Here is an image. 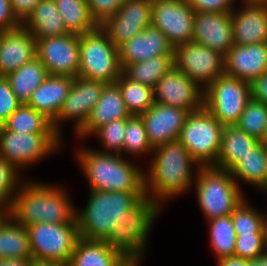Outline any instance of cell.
Listing matches in <instances>:
<instances>
[{
  "label": "cell",
  "mask_w": 267,
  "mask_h": 266,
  "mask_svg": "<svg viewBox=\"0 0 267 266\" xmlns=\"http://www.w3.org/2000/svg\"><path fill=\"white\" fill-rule=\"evenodd\" d=\"M22 26L29 30L36 40L68 33L54 0H41Z\"/></svg>",
  "instance_id": "obj_26"
},
{
  "label": "cell",
  "mask_w": 267,
  "mask_h": 266,
  "mask_svg": "<svg viewBox=\"0 0 267 266\" xmlns=\"http://www.w3.org/2000/svg\"><path fill=\"white\" fill-rule=\"evenodd\" d=\"M122 70L129 64L161 55H174V47L153 24L118 47Z\"/></svg>",
  "instance_id": "obj_20"
},
{
  "label": "cell",
  "mask_w": 267,
  "mask_h": 266,
  "mask_svg": "<svg viewBox=\"0 0 267 266\" xmlns=\"http://www.w3.org/2000/svg\"><path fill=\"white\" fill-rule=\"evenodd\" d=\"M30 266H68V264L61 263L58 261L32 258V262Z\"/></svg>",
  "instance_id": "obj_52"
},
{
  "label": "cell",
  "mask_w": 267,
  "mask_h": 266,
  "mask_svg": "<svg viewBox=\"0 0 267 266\" xmlns=\"http://www.w3.org/2000/svg\"><path fill=\"white\" fill-rule=\"evenodd\" d=\"M115 83L122 93L126 109L130 115L139 116L154 105L153 88L131 80L123 72Z\"/></svg>",
  "instance_id": "obj_34"
},
{
  "label": "cell",
  "mask_w": 267,
  "mask_h": 266,
  "mask_svg": "<svg viewBox=\"0 0 267 266\" xmlns=\"http://www.w3.org/2000/svg\"><path fill=\"white\" fill-rule=\"evenodd\" d=\"M265 166H266V179H265V192H267V146H264Z\"/></svg>",
  "instance_id": "obj_56"
},
{
  "label": "cell",
  "mask_w": 267,
  "mask_h": 266,
  "mask_svg": "<svg viewBox=\"0 0 267 266\" xmlns=\"http://www.w3.org/2000/svg\"><path fill=\"white\" fill-rule=\"evenodd\" d=\"M161 208L145 196L134 208L127 211V218L115 227L106 241L126 258H143L149 232Z\"/></svg>",
  "instance_id": "obj_8"
},
{
  "label": "cell",
  "mask_w": 267,
  "mask_h": 266,
  "mask_svg": "<svg viewBox=\"0 0 267 266\" xmlns=\"http://www.w3.org/2000/svg\"><path fill=\"white\" fill-rule=\"evenodd\" d=\"M141 258H125L119 266H140Z\"/></svg>",
  "instance_id": "obj_54"
},
{
  "label": "cell",
  "mask_w": 267,
  "mask_h": 266,
  "mask_svg": "<svg viewBox=\"0 0 267 266\" xmlns=\"http://www.w3.org/2000/svg\"><path fill=\"white\" fill-rule=\"evenodd\" d=\"M36 52L49 75L78 77L79 35L67 33L37 39Z\"/></svg>",
  "instance_id": "obj_15"
},
{
  "label": "cell",
  "mask_w": 267,
  "mask_h": 266,
  "mask_svg": "<svg viewBox=\"0 0 267 266\" xmlns=\"http://www.w3.org/2000/svg\"><path fill=\"white\" fill-rule=\"evenodd\" d=\"M258 143V140L242 131L236 125L225 126L222 133L220 152L214 167L230 171Z\"/></svg>",
  "instance_id": "obj_27"
},
{
  "label": "cell",
  "mask_w": 267,
  "mask_h": 266,
  "mask_svg": "<svg viewBox=\"0 0 267 266\" xmlns=\"http://www.w3.org/2000/svg\"><path fill=\"white\" fill-rule=\"evenodd\" d=\"M32 258H5L0 259V266H30Z\"/></svg>",
  "instance_id": "obj_51"
},
{
  "label": "cell",
  "mask_w": 267,
  "mask_h": 266,
  "mask_svg": "<svg viewBox=\"0 0 267 266\" xmlns=\"http://www.w3.org/2000/svg\"><path fill=\"white\" fill-rule=\"evenodd\" d=\"M232 11L233 41L237 45L267 42V0H242Z\"/></svg>",
  "instance_id": "obj_19"
},
{
  "label": "cell",
  "mask_w": 267,
  "mask_h": 266,
  "mask_svg": "<svg viewBox=\"0 0 267 266\" xmlns=\"http://www.w3.org/2000/svg\"><path fill=\"white\" fill-rule=\"evenodd\" d=\"M261 144H263L264 146H267V123H266V126H265V130H264V133L259 141Z\"/></svg>",
  "instance_id": "obj_55"
},
{
  "label": "cell",
  "mask_w": 267,
  "mask_h": 266,
  "mask_svg": "<svg viewBox=\"0 0 267 266\" xmlns=\"http://www.w3.org/2000/svg\"><path fill=\"white\" fill-rule=\"evenodd\" d=\"M49 76L47 69L36 57L8 74L11 89L22 104H27L34 90Z\"/></svg>",
  "instance_id": "obj_29"
},
{
  "label": "cell",
  "mask_w": 267,
  "mask_h": 266,
  "mask_svg": "<svg viewBox=\"0 0 267 266\" xmlns=\"http://www.w3.org/2000/svg\"><path fill=\"white\" fill-rule=\"evenodd\" d=\"M225 56L194 41L174 48V66L205 90L224 74Z\"/></svg>",
  "instance_id": "obj_12"
},
{
  "label": "cell",
  "mask_w": 267,
  "mask_h": 266,
  "mask_svg": "<svg viewBox=\"0 0 267 266\" xmlns=\"http://www.w3.org/2000/svg\"><path fill=\"white\" fill-rule=\"evenodd\" d=\"M267 123V106L254 99H250L238 122L235 124L242 131L260 141Z\"/></svg>",
  "instance_id": "obj_38"
},
{
  "label": "cell",
  "mask_w": 267,
  "mask_h": 266,
  "mask_svg": "<svg viewBox=\"0 0 267 266\" xmlns=\"http://www.w3.org/2000/svg\"><path fill=\"white\" fill-rule=\"evenodd\" d=\"M251 266H267V249L251 260Z\"/></svg>",
  "instance_id": "obj_53"
},
{
  "label": "cell",
  "mask_w": 267,
  "mask_h": 266,
  "mask_svg": "<svg viewBox=\"0 0 267 266\" xmlns=\"http://www.w3.org/2000/svg\"><path fill=\"white\" fill-rule=\"evenodd\" d=\"M188 114L189 112L182 108L157 102L140 114L152 148L177 141Z\"/></svg>",
  "instance_id": "obj_17"
},
{
  "label": "cell",
  "mask_w": 267,
  "mask_h": 266,
  "mask_svg": "<svg viewBox=\"0 0 267 266\" xmlns=\"http://www.w3.org/2000/svg\"><path fill=\"white\" fill-rule=\"evenodd\" d=\"M5 76H0V126L21 105Z\"/></svg>",
  "instance_id": "obj_44"
},
{
  "label": "cell",
  "mask_w": 267,
  "mask_h": 266,
  "mask_svg": "<svg viewBox=\"0 0 267 266\" xmlns=\"http://www.w3.org/2000/svg\"><path fill=\"white\" fill-rule=\"evenodd\" d=\"M194 16L187 0H152V24L174 48L192 41Z\"/></svg>",
  "instance_id": "obj_13"
},
{
  "label": "cell",
  "mask_w": 267,
  "mask_h": 266,
  "mask_svg": "<svg viewBox=\"0 0 267 266\" xmlns=\"http://www.w3.org/2000/svg\"><path fill=\"white\" fill-rule=\"evenodd\" d=\"M66 189L26 181L14 196L9 215L24 227L36 223H77L76 208Z\"/></svg>",
  "instance_id": "obj_2"
},
{
  "label": "cell",
  "mask_w": 267,
  "mask_h": 266,
  "mask_svg": "<svg viewBox=\"0 0 267 266\" xmlns=\"http://www.w3.org/2000/svg\"><path fill=\"white\" fill-rule=\"evenodd\" d=\"M22 26L15 16L10 0H0V31L14 30Z\"/></svg>",
  "instance_id": "obj_47"
},
{
  "label": "cell",
  "mask_w": 267,
  "mask_h": 266,
  "mask_svg": "<svg viewBox=\"0 0 267 266\" xmlns=\"http://www.w3.org/2000/svg\"><path fill=\"white\" fill-rule=\"evenodd\" d=\"M174 55H161L127 65L122 72L131 80L154 88L174 65Z\"/></svg>",
  "instance_id": "obj_33"
},
{
  "label": "cell",
  "mask_w": 267,
  "mask_h": 266,
  "mask_svg": "<svg viewBox=\"0 0 267 266\" xmlns=\"http://www.w3.org/2000/svg\"><path fill=\"white\" fill-rule=\"evenodd\" d=\"M145 191L109 192L89 190L88 203L76 210L79 237L107 241L115 227L127 218V211L144 197Z\"/></svg>",
  "instance_id": "obj_3"
},
{
  "label": "cell",
  "mask_w": 267,
  "mask_h": 266,
  "mask_svg": "<svg viewBox=\"0 0 267 266\" xmlns=\"http://www.w3.org/2000/svg\"><path fill=\"white\" fill-rule=\"evenodd\" d=\"M152 155L149 171L144 173L145 194L162 208L164 202L192 189L193 167L201 166L179 140L154 148Z\"/></svg>",
  "instance_id": "obj_1"
},
{
  "label": "cell",
  "mask_w": 267,
  "mask_h": 266,
  "mask_svg": "<svg viewBox=\"0 0 267 266\" xmlns=\"http://www.w3.org/2000/svg\"><path fill=\"white\" fill-rule=\"evenodd\" d=\"M73 80L71 76L49 75L34 90L27 105L53 123L62 109Z\"/></svg>",
  "instance_id": "obj_24"
},
{
  "label": "cell",
  "mask_w": 267,
  "mask_h": 266,
  "mask_svg": "<svg viewBox=\"0 0 267 266\" xmlns=\"http://www.w3.org/2000/svg\"><path fill=\"white\" fill-rule=\"evenodd\" d=\"M126 130V118L114 120L98 128L92 135H96L102 144L101 152L123 154V141Z\"/></svg>",
  "instance_id": "obj_40"
},
{
  "label": "cell",
  "mask_w": 267,
  "mask_h": 266,
  "mask_svg": "<svg viewBox=\"0 0 267 266\" xmlns=\"http://www.w3.org/2000/svg\"><path fill=\"white\" fill-rule=\"evenodd\" d=\"M80 65L78 77L115 83L122 73L118 47L99 26L92 32L79 35Z\"/></svg>",
  "instance_id": "obj_6"
},
{
  "label": "cell",
  "mask_w": 267,
  "mask_h": 266,
  "mask_svg": "<svg viewBox=\"0 0 267 266\" xmlns=\"http://www.w3.org/2000/svg\"><path fill=\"white\" fill-rule=\"evenodd\" d=\"M61 140L58 134L21 133L0 126V155L21 170L58 151Z\"/></svg>",
  "instance_id": "obj_10"
},
{
  "label": "cell",
  "mask_w": 267,
  "mask_h": 266,
  "mask_svg": "<svg viewBox=\"0 0 267 266\" xmlns=\"http://www.w3.org/2000/svg\"><path fill=\"white\" fill-rule=\"evenodd\" d=\"M154 101L188 112L204 106V90L174 65L153 88Z\"/></svg>",
  "instance_id": "obj_16"
},
{
  "label": "cell",
  "mask_w": 267,
  "mask_h": 266,
  "mask_svg": "<svg viewBox=\"0 0 267 266\" xmlns=\"http://www.w3.org/2000/svg\"><path fill=\"white\" fill-rule=\"evenodd\" d=\"M152 21L105 20L100 26L116 47L139 34Z\"/></svg>",
  "instance_id": "obj_41"
},
{
  "label": "cell",
  "mask_w": 267,
  "mask_h": 266,
  "mask_svg": "<svg viewBox=\"0 0 267 266\" xmlns=\"http://www.w3.org/2000/svg\"><path fill=\"white\" fill-rule=\"evenodd\" d=\"M125 258L106 241L79 237L68 266H119Z\"/></svg>",
  "instance_id": "obj_25"
},
{
  "label": "cell",
  "mask_w": 267,
  "mask_h": 266,
  "mask_svg": "<svg viewBox=\"0 0 267 266\" xmlns=\"http://www.w3.org/2000/svg\"><path fill=\"white\" fill-rule=\"evenodd\" d=\"M68 33L83 35L100 25L92 17L87 0H54Z\"/></svg>",
  "instance_id": "obj_30"
},
{
  "label": "cell",
  "mask_w": 267,
  "mask_h": 266,
  "mask_svg": "<svg viewBox=\"0 0 267 266\" xmlns=\"http://www.w3.org/2000/svg\"><path fill=\"white\" fill-rule=\"evenodd\" d=\"M250 99V83L225 74L204 90V107L224 126L238 122Z\"/></svg>",
  "instance_id": "obj_9"
},
{
  "label": "cell",
  "mask_w": 267,
  "mask_h": 266,
  "mask_svg": "<svg viewBox=\"0 0 267 266\" xmlns=\"http://www.w3.org/2000/svg\"><path fill=\"white\" fill-rule=\"evenodd\" d=\"M37 57L36 39L23 26L0 31V76H7Z\"/></svg>",
  "instance_id": "obj_22"
},
{
  "label": "cell",
  "mask_w": 267,
  "mask_h": 266,
  "mask_svg": "<svg viewBox=\"0 0 267 266\" xmlns=\"http://www.w3.org/2000/svg\"><path fill=\"white\" fill-rule=\"evenodd\" d=\"M32 258L68 264L79 238L78 224L36 223L26 227Z\"/></svg>",
  "instance_id": "obj_11"
},
{
  "label": "cell",
  "mask_w": 267,
  "mask_h": 266,
  "mask_svg": "<svg viewBox=\"0 0 267 266\" xmlns=\"http://www.w3.org/2000/svg\"><path fill=\"white\" fill-rule=\"evenodd\" d=\"M236 181H243L265 191L266 166L264 145L260 142L230 170Z\"/></svg>",
  "instance_id": "obj_31"
},
{
  "label": "cell",
  "mask_w": 267,
  "mask_h": 266,
  "mask_svg": "<svg viewBox=\"0 0 267 266\" xmlns=\"http://www.w3.org/2000/svg\"><path fill=\"white\" fill-rule=\"evenodd\" d=\"M217 266H251V261L237 256L224 257L217 260Z\"/></svg>",
  "instance_id": "obj_50"
},
{
  "label": "cell",
  "mask_w": 267,
  "mask_h": 266,
  "mask_svg": "<svg viewBox=\"0 0 267 266\" xmlns=\"http://www.w3.org/2000/svg\"><path fill=\"white\" fill-rule=\"evenodd\" d=\"M210 244L218 259L234 256L236 232L231 215L208 220Z\"/></svg>",
  "instance_id": "obj_35"
},
{
  "label": "cell",
  "mask_w": 267,
  "mask_h": 266,
  "mask_svg": "<svg viewBox=\"0 0 267 266\" xmlns=\"http://www.w3.org/2000/svg\"><path fill=\"white\" fill-rule=\"evenodd\" d=\"M89 190L145 191V171L122 155L81 147L76 153Z\"/></svg>",
  "instance_id": "obj_4"
},
{
  "label": "cell",
  "mask_w": 267,
  "mask_h": 266,
  "mask_svg": "<svg viewBox=\"0 0 267 266\" xmlns=\"http://www.w3.org/2000/svg\"><path fill=\"white\" fill-rule=\"evenodd\" d=\"M195 12H229L237 0H187Z\"/></svg>",
  "instance_id": "obj_46"
},
{
  "label": "cell",
  "mask_w": 267,
  "mask_h": 266,
  "mask_svg": "<svg viewBox=\"0 0 267 266\" xmlns=\"http://www.w3.org/2000/svg\"><path fill=\"white\" fill-rule=\"evenodd\" d=\"M224 74L252 83L267 72V42L237 45L227 52L224 59Z\"/></svg>",
  "instance_id": "obj_21"
},
{
  "label": "cell",
  "mask_w": 267,
  "mask_h": 266,
  "mask_svg": "<svg viewBox=\"0 0 267 266\" xmlns=\"http://www.w3.org/2000/svg\"><path fill=\"white\" fill-rule=\"evenodd\" d=\"M106 83L84 77H75L68 96L56 120L52 123L55 132L62 138L61 122L75 121L74 131L77 134L86 124L93 107L100 99Z\"/></svg>",
  "instance_id": "obj_14"
},
{
  "label": "cell",
  "mask_w": 267,
  "mask_h": 266,
  "mask_svg": "<svg viewBox=\"0 0 267 266\" xmlns=\"http://www.w3.org/2000/svg\"><path fill=\"white\" fill-rule=\"evenodd\" d=\"M41 0H10L12 10L18 20L23 23Z\"/></svg>",
  "instance_id": "obj_48"
},
{
  "label": "cell",
  "mask_w": 267,
  "mask_h": 266,
  "mask_svg": "<svg viewBox=\"0 0 267 266\" xmlns=\"http://www.w3.org/2000/svg\"><path fill=\"white\" fill-rule=\"evenodd\" d=\"M152 0H125L115 15L106 20L152 21Z\"/></svg>",
  "instance_id": "obj_43"
},
{
  "label": "cell",
  "mask_w": 267,
  "mask_h": 266,
  "mask_svg": "<svg viewBox=\"0 0 267 266\" xmlns=\"http://www.w3.org/2000/svg\"><path fill=\"white\" fill-rule=\"evenodd\" d=\"M131 154V156L150 155L153 148L149 143L145 125L140 116L131 115L126 118V130L123 141V153Z\"/></svg>",
  "instance_id": "obj_37"
},
{
  "label": "cell",
  "mask_w": 267,
  "mask_h": 266,
  "mask_svg": "<svg viewBox=\"0 0 267 266\" xmlns=\"http://www.w3.org/2000/svg\"><path fill=\"white\" fill-rule=\"evenodd\" d=\"M130 116L118 85L116 83L106 84L85 126L76 136L84 139V137L92 136L101 126L114 120L129 118Z\"/></svg>",
  "instance_id": "obj_23"
},
{
  "label": "cell",
  "mask_w": 267,
  "mask_h": 266,
  "mask_svg": "<svg viewBox=\"0 0 267 266\" xmlns=\"http://www.w3.org/2000/svg\"><path fill=\"white\" fill-rule=\"evenodd\" d=\"M267 249V234L237 235L234 256L253 260Z\"/></svg>",
  "instance_id": "obj_42"
},
{
  "label": "cell",
  "mask_w": 267,
  "mask_h": 266,
  "mask_svg": "<svg viewBox=\"0 0 267 266\" xmlns=\"http://www.w3.org/2000/svg\"><path fill=\"white\" fill-rule=\"evenodd\" d=\"M6 214V212L0 208V220Z\"/></svg>",
  "instance_id": "obj_57"
},
{
  "label": "cell",
  "mask_w": 267,
  "mask_h": 266,
  "mask_svg": "<svg viewBox=\"0 0 267 266\" xmlns=\"http://www.w3.org/2000/svg\"><path fill=\"white\" fill-rule=\"evenodd\" d=\"M20 175L14 165L0 158V208L6 213L11 210L14 196L24 182H21Z\"/></svg>",
  "instance_id": "obj_39"
},
{
  "label": "cell",
  "mask_w": 267,
  "mask_h": 266,
  "mask_svg": "<svg viewBox=\"0 0 267 266\" xmlns=\"http://www.w3.org/2000/svg\"><path fill=\"white\" fill-rule=\"evenodd\" d=\"M261 213L244 199L231 213L236 235L267 234V212Z\"/></svg>",
  "instance_id": "obj_36"
},
{
  "label": "cell",
  "mask_w": 267,
  "mask_h": 266,
  "mask_svg": "<svg viewBox=\"0 0 267 266\" xmlns=\"http://www.w3.org/2000/svg\"><path fill=\"white\" fill-rule=\"evenodd\" d=\"M195 175L197 201L207 221L231 215L245 199L241 187L226 169L201 166Z\"/></svg>",
  "instance_id": "obj_5"
},
{
  "label": "cell",
  "mask_w": 267,
  "mask_h": 266,
  "mask_svg": "<svg viewBox=\"0 0 267 266\" xmlns=\"http://www.w3.org/2000/svg\"><path fill=\"white\" fill-rule=\"evenodd\" d=\"M224 127L203 106L189 112L178 140L200 166H214L220 152Z\"/></svg>",
  "instance_id": "obj_7"
},
{
  "label": "cell",
  "mask_w": 267,
  "mask_h": 266,
  "mask_svg": "<svg viewBox=\"0 0 267 266\" xmlns=\"http://www.w3.org/2000/svg\"><path fill=\"white\" fill-rule=\"evenodd\" d=\"M32 258L29 234L8 213L0 220V259Z\"/></svg>",
  "instance_id": "obj_28"
},
{
  "label": "cell",
  "mask_w": 267,
  "mask_h": 266,
  "mask_svg": "<svg viewBox=\"0 0 267 266\" xmlns=\"http://www.w3.org/2000/svg\"><path fill=\"white\" fill-rule=\"evenodd\" d=\"M124 2L125 0H87L91 15L99 25L115 15Z\"/></svg>",
  "instance_id": "obj_45"
},
{
  "label": "cell",
  "mask_w": 267,
  "mask_h": 266,
  "mask_svg": "<svg viewBox=\"0 0 267 266\" xmlns=\"http://www.w3.org/2000/svg\"><path fill=\"white\" fill-rule=\"evenodd\" d=\"M250 85L251 98L267 106V72L257 77Z\"/></svg>",
  "instance_id": "obj_49"
},
{
  "label": "cell",
  "mask_w": 267,
  "mask_h": 266,
  "mask_svg": "<svg viewBox=\"0 0 267 266\" xmlns=\"http://www.w3.org/2000/svg\"><path fill=\"white\" fill-rule=\"evenodd\" d=\"M192 41L225 56L234 45L232 11L195 12Z\"/></svg>",
  "instance_id": "obj_18"
},
{
  "label": "cell",
  "mask_w": 267,
  "mask_h": 266,
  "mask_svg": "<svg viewBox=\"0 0 267 266\" xmlns=\"http://www.w3.org/2000/svg\"><path fill=\"white\" fill-rule=\"evenodd\" d=\"M6 130L30 134H57L52 122L27 104H21L2 125Z\"/></svg>",
  "instance_id": "obj_32"
}]
</instances>
